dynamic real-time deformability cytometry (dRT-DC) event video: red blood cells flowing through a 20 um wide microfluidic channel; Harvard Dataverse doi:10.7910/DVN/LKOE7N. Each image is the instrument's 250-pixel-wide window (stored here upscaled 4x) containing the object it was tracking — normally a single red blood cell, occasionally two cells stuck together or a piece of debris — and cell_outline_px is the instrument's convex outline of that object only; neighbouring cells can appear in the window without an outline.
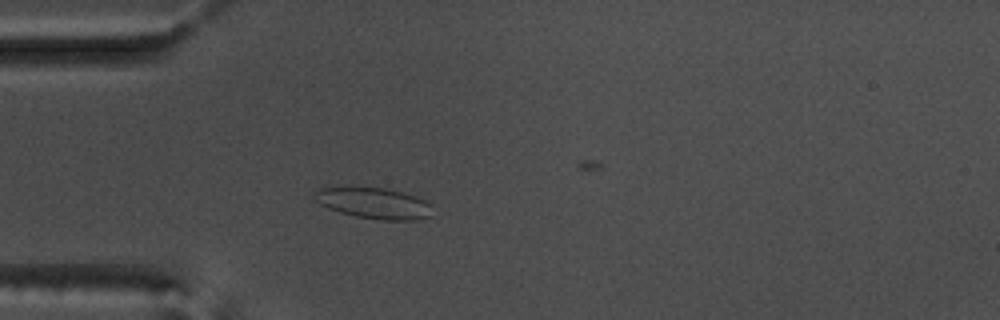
{"species": "common noctule bat (a hibernating species)", "species_latin": "Nyctalus noctula", "temperature_condition": "warm", "stored_images_in_passage": 53, "camera_frame_rate_fps": 3000, "um_per_image_px": 0.085, "animal": {"sex": "male", "body_mass_g": 17.5, "forearm_length_mm": 52.3}, "frame": {"image": 1, "passage_image": 13, "time_ms": 4.0, "image_size_px": [1000, 320], "cell_outline_px": [[432, 216], [416, 220], [380, 220], [356, 216], [340, 212], [328, 208], [320, 204], [312, 196], [320, 188], [384, 188], [416, 196], [432, 204]], "centroid_in_image_um": [31.84, 17.29], "position_along_channel_um": 53.2, "area_um2": 21.1}}
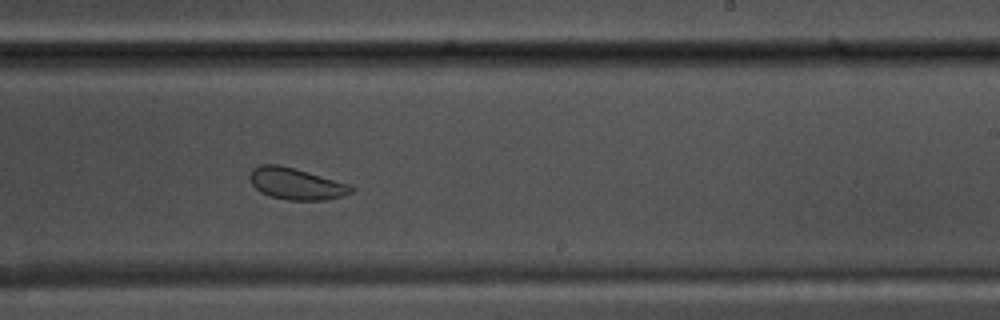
{"frame": {"image": 2, "passage_image": 31, "time_ms": 10.0, "image_size_px": [1000, 320], "cell_outline_px": [[356, 188], [352, 192], [344, 196], [328, 200], [288, 200], [272, 196], [260, 192], [252, 184], [248, 176], [252, 168], [260, 164], [280, 164], [296, 168], [352, 184]], "centroid_in_image_um": [25.21, 15.6], "position_along_channel_um": 263.8, "area_um2": 19.13}}
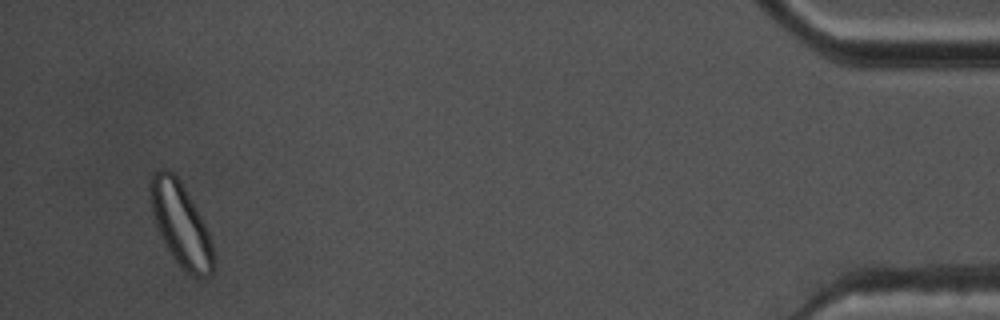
{"frame": {"image": 3, "passage_image": 50, "time_ms": 16.333, "image_size_px": [1000, 320], "cell_outline_px": [[216, 268], [208, 276], [192, 276], [180, 268], [172, 256], [156, 224], [152, 212], [148, 192], [148, 184], [152, 172], [160, 168], [168, 168], [180, 180], [200, 216], [208, 232], [212, 244]], "centroid_in_image_um": [15.35, 19.05], "position_along_channel_um": 419.9, "area_um2": 30.63}, "authors_computed_cell_mechanics": {"area_um2": 22.253, "velocity_mm_per_s": 3.6607, "shape_relaxation_time_tau1_ms": 5.8771, "shape_relaxation_time_tau2_ms": 1.1805, "deformation_change_tau1": 0.1076, "deformation_change_tau2": 0.0531}}